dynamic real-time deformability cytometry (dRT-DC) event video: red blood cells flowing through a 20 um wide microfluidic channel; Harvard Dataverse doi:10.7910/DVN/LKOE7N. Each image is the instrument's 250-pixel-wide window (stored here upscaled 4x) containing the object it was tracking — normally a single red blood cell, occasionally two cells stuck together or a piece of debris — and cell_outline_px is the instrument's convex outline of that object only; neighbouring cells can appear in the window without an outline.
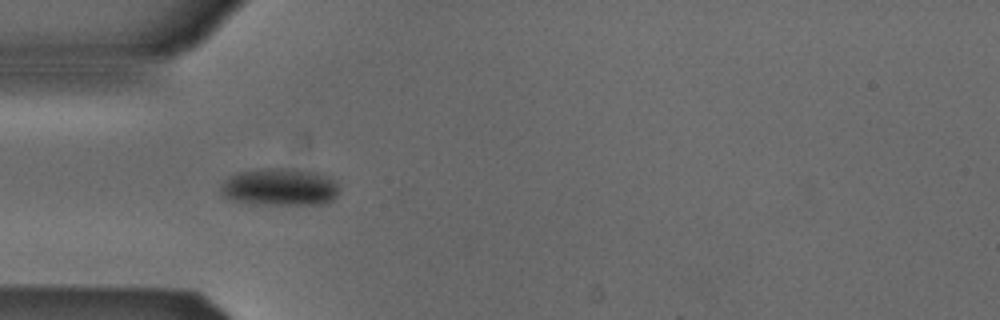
{"species": "Egyptian fruit bat (a non-hibernating species)", "species_latin": "Rousettus aegyptiacus", "temperature_condition": "cold", "stored_images_in_passage": 31, "camera_frame_rate_fps": 3000, "um_per_image_px": 0.085, "animal": {"sex": "male"}, "frame": {"image": 1, "passage_image": 1, "time_ms": 0.0, "image_size_px": [1000, 320], "cell_outline_px": [[336, 196], [332, 200], [324, 204], [256, 204], [232, 200], [224, 196], [220, 192], [220, 184], [228, 176], [236, 172], [264, 168], [284, 168], [316, 172], [328, 176], [336, 184]], "centroid_in_image_um": [23.71, 15.89], "position_along_channel_um": 61.3, "area_um2": 25.78}}
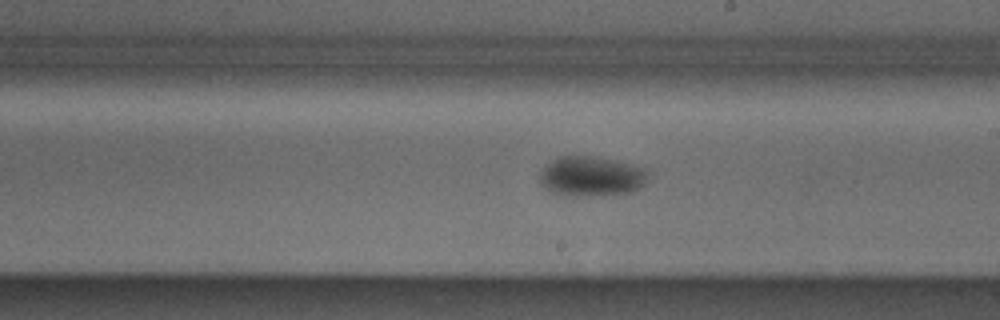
{"frame": {"image": 2, "passage_image": 15, "time_ms": 4.667, "image_size_px": [1000, 320], "cell_outline_px": [[648, 176], [644, 184], [636, 192], [600, 196], [568, 196], [552, 192], [544, 188], [540, 184], [540, 172], [544, 164], [560, 156], [592, 156], [612, 160], [644, 168], [648, 172]], "centroid_in_image_um": [50.24, 15.01], "position_along_channel_um": 238.8, "area_um2": 25.55}}
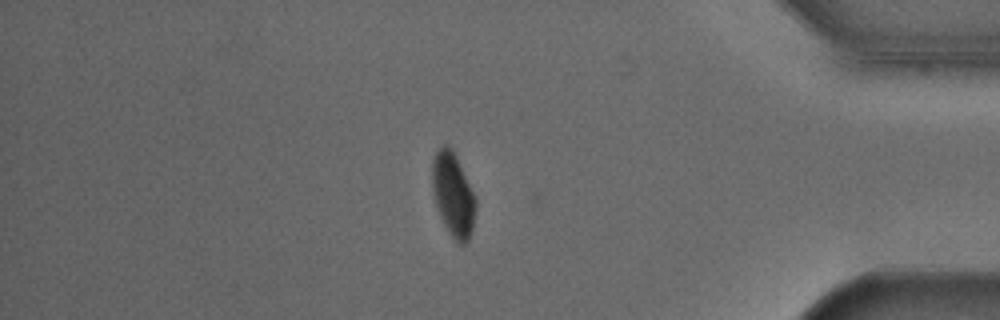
{"frame": {"image": 3, "passage_image": 30, "time_ms": 9.667, "image_size_px": [1000, 320], "cell_outline_px": [[476, 208], [472, 228], [468, 240], [464, 244], [460, 244], [452, 236], [444, 224], [440, 216], [436, 204], [432, 188], [432, 160], [436, 152], [444, 144], [452, 148], [476, 196]], "centroid_in_image_um": [38.52, 16.52], "position_along_channel_um": 396.7, "area_um2": 21.04}}